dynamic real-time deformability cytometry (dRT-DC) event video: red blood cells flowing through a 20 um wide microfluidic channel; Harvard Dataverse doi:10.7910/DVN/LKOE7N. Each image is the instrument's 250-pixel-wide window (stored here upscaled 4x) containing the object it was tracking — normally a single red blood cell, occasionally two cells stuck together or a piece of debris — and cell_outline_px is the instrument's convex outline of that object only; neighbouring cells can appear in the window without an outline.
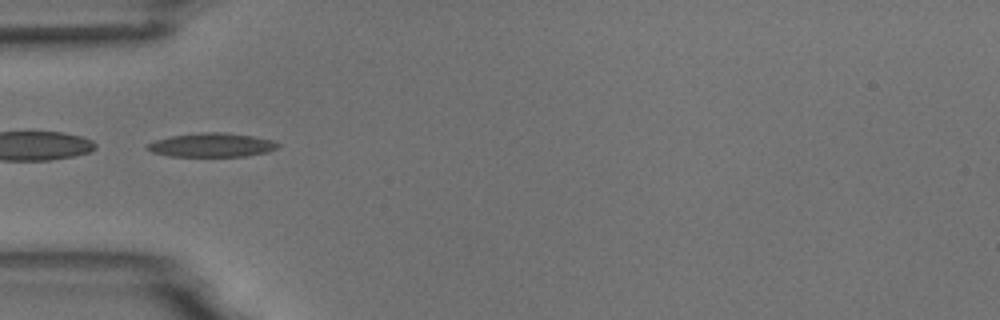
{"species": "common noctule bat (a hibernating species)", "species_latin": "Nyctalus noctula", "temperature_condition": "room temperature", "stored_images_in_passage": 6, "segment_of_instrument_passage": [2, 2], "camera_frame_rate_fps": 3000, "um_per_image_px": 0.085, "animal": {"sex": "male", "body_mass_g": 18.8}, "frame": {"image": 1, "passage_image": 5, "time_ms": 5.333, "image_size_px": [1000, 320], "cell_outline_px": [[280, 144], [276, 148], [268, 152], [244, 156], [168, 156], [152, 152], [144, 148], [148, 144], [156, 140], [172, 136], [200, 132], [220, 132], [252, 136], [272, 140]], "centroid_in_image_um": [17.98, 12.33], "position_along_channel_um": 67.0, "area_um2": 18.03}}